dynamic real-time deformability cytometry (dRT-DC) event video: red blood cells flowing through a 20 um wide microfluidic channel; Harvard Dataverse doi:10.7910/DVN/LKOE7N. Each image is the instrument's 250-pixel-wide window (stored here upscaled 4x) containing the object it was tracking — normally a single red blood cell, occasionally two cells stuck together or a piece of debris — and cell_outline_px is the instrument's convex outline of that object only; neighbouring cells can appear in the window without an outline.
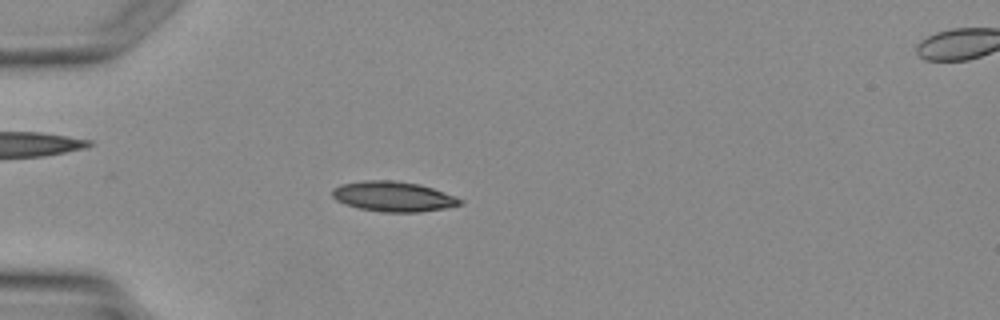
{"species": "Egyptian fruit bat (a non-hibernating species)", "species_latin": "Rousettus aegyptiacus", "temperature_condition": "warm", "stored_images_in_passage": 4, "segment_of_instrument_passage": [1, 2], "camera_frame_rate_fps": 3000, "um_per_image_px": 0.085, "animal": {"sex": "female"}, "frame": {"image": 1, "passage_image": 3, "time_ms": 2.333, "image_size_px": [1000, 320], "cell_outline_px": [[464, 204], [444, 208], [420, 212], [384, 212], [360, 208], [344, 204], [336, 200], [332, 196], [332, 188], [340, 184], [364, 180], [392, 180], [420, 184], [432, 188], [464, 200]], "centroid_in_image_um": [33.41, 16.7], "position_along_channel_um": 51.6, "area_um2": 22.43}}